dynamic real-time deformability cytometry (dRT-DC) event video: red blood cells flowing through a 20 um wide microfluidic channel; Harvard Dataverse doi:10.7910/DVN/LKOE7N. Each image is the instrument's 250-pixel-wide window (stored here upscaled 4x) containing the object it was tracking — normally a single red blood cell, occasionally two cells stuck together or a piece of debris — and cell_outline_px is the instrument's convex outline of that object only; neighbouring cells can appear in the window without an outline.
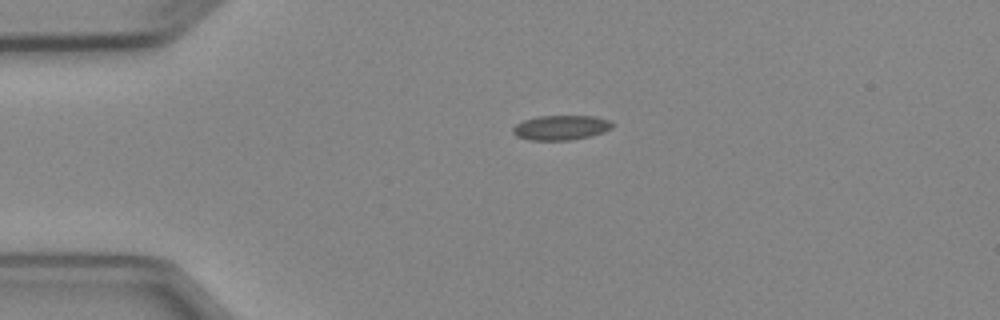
{"species": "Egyptian fruit bat (a non-hibernating species)", "species_latin": "Rousettus aegyptiacus", "temperature_condition": "cold", "stored_images_in_passage": 2, "camera_frame_rate_fps": 3000, "um_per_image_px": 0.085, "animal": {"sex": "female"}, "frame": {"image": 1, "passage_image": 1, "time_ms": 0.0, "image_size_px": [1000, 320], "cell_outline_px": [[612, 128], [604, 132], [592, 136], [568, 140], [528, 140], [516, 136], [512, 132], [512, 128], [516, 124], [524, 120], [536, 116], [596, 116], [612, 120]], "centroid_in_image_um": [47.69, 10.84], "position_along_channel_um": 37.3, "area_um2": 14.51}}